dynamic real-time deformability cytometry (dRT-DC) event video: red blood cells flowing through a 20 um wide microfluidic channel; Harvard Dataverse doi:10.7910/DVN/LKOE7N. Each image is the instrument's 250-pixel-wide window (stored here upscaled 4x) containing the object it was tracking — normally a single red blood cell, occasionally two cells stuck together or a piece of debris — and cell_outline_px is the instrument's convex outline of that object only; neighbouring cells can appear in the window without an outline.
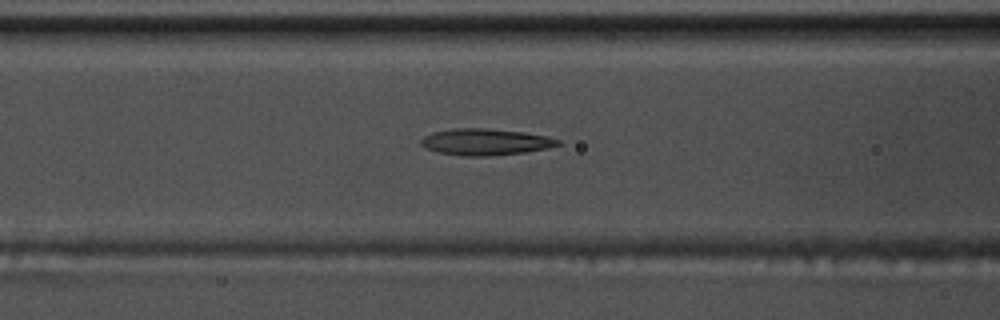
{"species": "common noctule bat (a hibernating species)", "species_latin": "Nyctalus noctula", "temperature_condition": "warm", "stored_images_in_passage": 48, "camera_frame_rate_fps": 3000, "um_per_image_px": 0.085, "animal": {"sex": "male", "body_mass_g": 17.5, "forearm_length_mm": 52.3}, "frame": {"image": 1, "passage_image": 16, "time_ms": 5.0, "image_size_px": [1000, 320], "cell_outline_px": [[560, 144], [544, 148], [524, 152], [484, 156], [464, 156], [440, 152], [424, 148], [420, 144], [420, 140], [424, 136], [432, 132], [456, 128], [484, 128], [524, 132], [548, 136], [560, 140]], "centroid_in_image_um": [41.22, 12.05], "position_along_channel_um": 125.4, "area_um2": 20.92}}
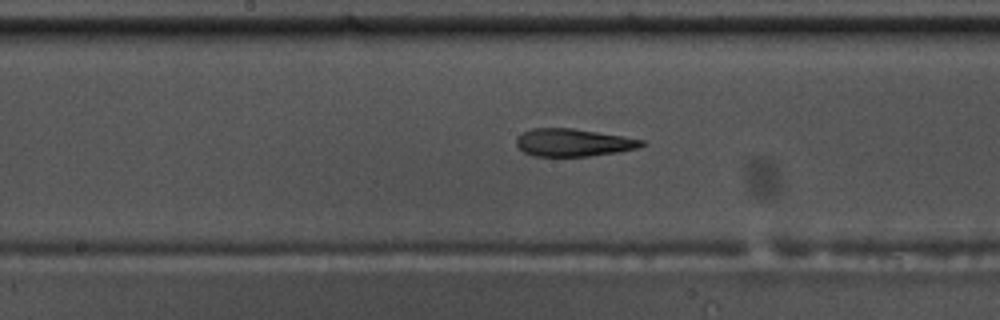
{"frame": {"image": 2, "passage_image": 22, "time_ms": 7.0, "image_size_px": [1000, 320], "cell_outline_px": [[648, 144], [640, 148], [620, 152], [588, 156], [532, 156], [524, 152], [516, 144], [516, 140], [524, 132], [532, 128], [572, 128], [624, 136], [644, 140]], "centroid_in_image_um": [48.8, 12.12], "position_along_channel_um": 199.4, "area_um2": 20.29}}
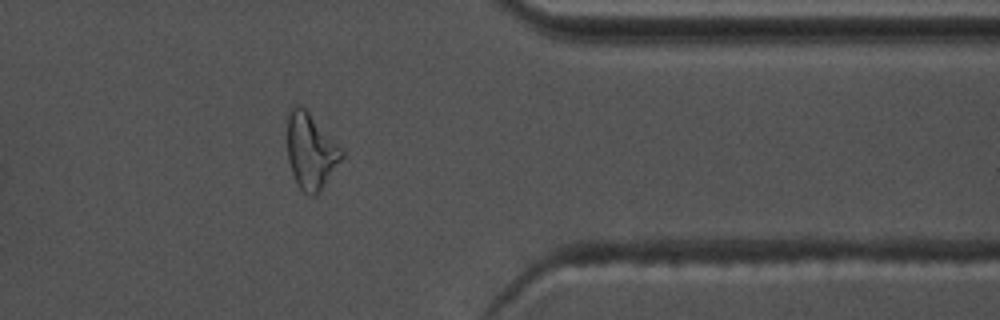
{"frame": {"image": 3, "passage_image": 38, "time_ms": 12.333, "image_size_px": [1000, 320], "cell_outline_px": [[344, 156], [320, 192], [316, 196], [308, 196], [296, 184], [288, 160], [288, 108], [292, 104], [300, 104], [344, 148]], "centroid_in_image_um": [26.43, 12.85], "position_along_channel_um": 385.0, "area_um2": 24.39}, "authors_computed_cell_mechanics": {"area_um2": 21.2704, "velocity_mm_per_s": 3.7278, "shape_relaxation_time_tau1_ms": null, "shape_relaxation_time_tau2_ms": 4.1446, "deformation_change_tau1": null, "deformation_change_tau2": 0.1402}}